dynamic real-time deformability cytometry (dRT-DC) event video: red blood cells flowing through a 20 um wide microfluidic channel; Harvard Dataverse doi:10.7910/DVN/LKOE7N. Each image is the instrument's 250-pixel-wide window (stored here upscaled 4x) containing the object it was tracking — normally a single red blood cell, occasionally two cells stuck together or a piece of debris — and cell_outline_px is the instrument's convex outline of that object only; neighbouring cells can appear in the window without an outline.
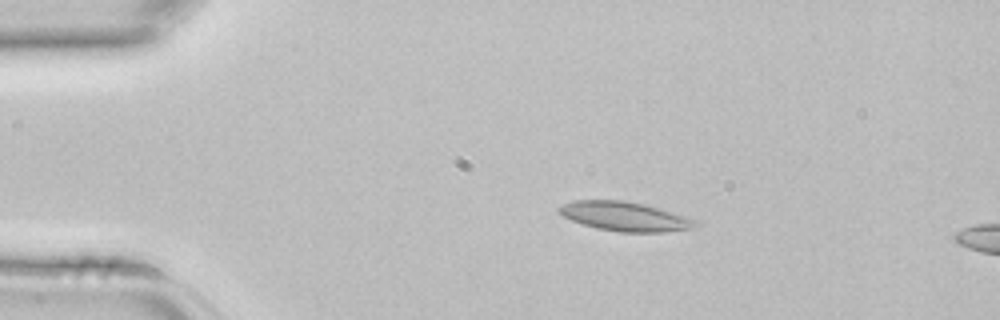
{"species": "common noctule bat (a hibernating species)", "species_latin": "Nyctalus noctula", "temperature_condition": "room temperature", "stored_images_in_passage": 3, "camera_frame_rate_fps": 3000, "um_per_image_px": 0.085, "animal": {"sex": "female", "body_mass_g": 22.7, "forearm_length_mm": 54.2}, "frame": {"image": 1, "passage_image": 2, "time_ms": 0.333, "image_size_px": [1000, 320], "cell_outline_px": [[696, 224], [692, 228], [664, 232], [620, 232], [596, 228], [572, 220], [556, 212], [556, 208], [572, 200], [624, 200], [644, 204], [660, 208], [684, 216], [692, 220]], "centroid_in_image_um": [53.03, 18.38], "position_along_channel_um": 32.0, "area_um2": 23.0}}